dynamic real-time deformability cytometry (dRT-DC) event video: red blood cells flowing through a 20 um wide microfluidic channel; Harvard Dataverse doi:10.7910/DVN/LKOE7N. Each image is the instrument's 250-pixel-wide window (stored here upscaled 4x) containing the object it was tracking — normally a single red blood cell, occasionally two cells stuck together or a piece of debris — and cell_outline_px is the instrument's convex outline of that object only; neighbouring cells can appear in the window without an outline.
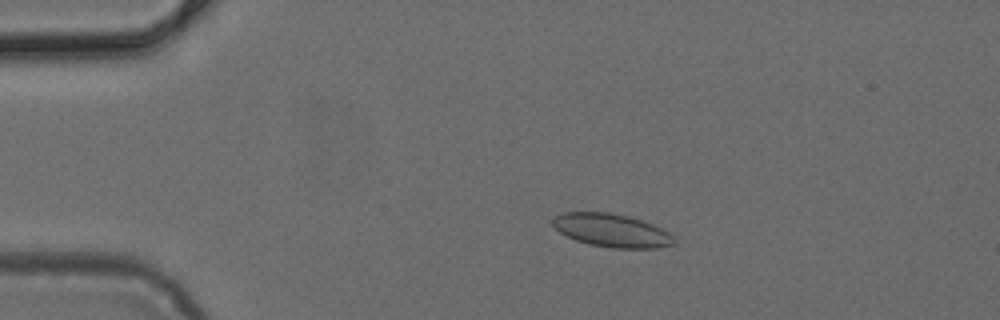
{"species": "common noctule bat (a hibernating species)", "species_latin": "Nyctalus noctula", "temperature_condition": "cold", "stored_images_in_passage": 41, "camera_frame_rate_fps": 3000, "um_per_image_px": 0.085, "animal": {"sex": "female", "body_mass_g": 24.6, "forearm_length_mm": 56.2}, "frame": {"image": 1, "passage_image": 1, "time_ms": 0.0, "image_size_px": [1000, 320], "cell_outline_px": [[676, 244], [656, 248], [612, 248], [588, 244], [576, 240], [560, 232], [552, 224], [552, 220], [556, 216], [564, 212], [608, 212], [628, 216], [652, 224], [672, 232], [676, 240]], "centroid_in_image_um": [52.05, 19.59], "position_along_channel_um": 33.0, "area_um2": 23.58}}
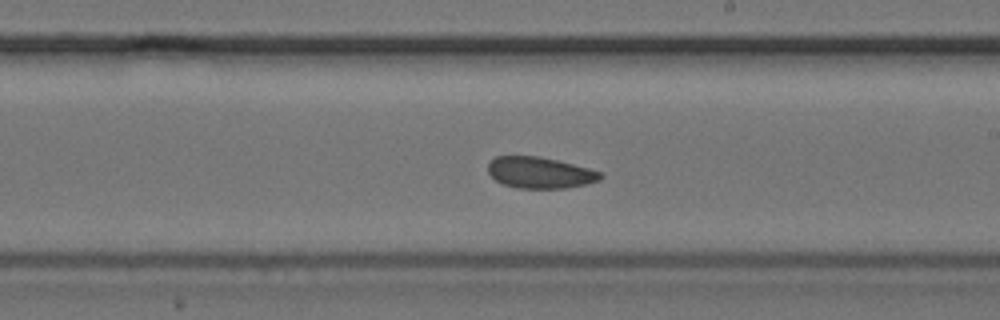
{"frame": {"image": 2, "passage_image": 20, "time_ms": 6.333, "image_size_px": [1000, 320], "cell_outline_px": [[604, 176], [600, 180], [588, 184], [564, 188], [516, 188], [504, 184], [496, 180], [488, 172], [488, 164], [496, 156], [540, 156], [588, 168], [600, 172]], "centroid_in_image_um": [45.9, 14.68], "position_along_channel_um": 243.1, "area_um2": 20.4}}
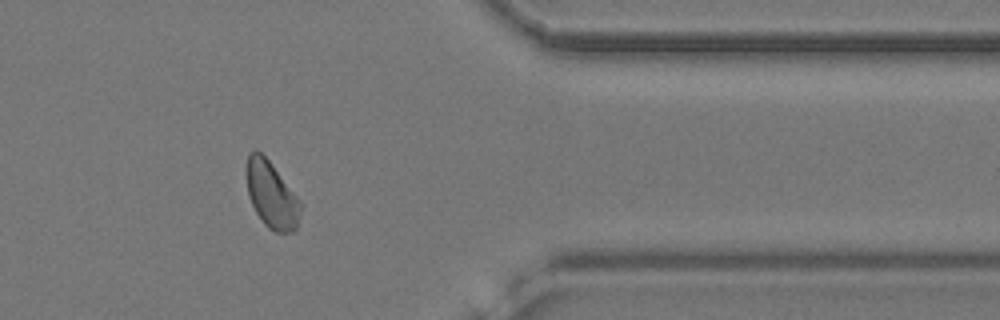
{"frame": {"image": 3, "passage_image": 32, "time_ms": 10.333, "image_size_px": [1000, 320], "cell_outline_px": [[300, 216], [296, 228], [292, 232], [276, 232], [268, 228], [264, 224], [256, 212], [248, 196], [244, 172], [248, 152], [256, 148], [268, 160], [300, 200]], "centroid_in_image_um": [23.02, 16.53], "position_along_channel_um": 388.4, "area_um2": 21.1}}